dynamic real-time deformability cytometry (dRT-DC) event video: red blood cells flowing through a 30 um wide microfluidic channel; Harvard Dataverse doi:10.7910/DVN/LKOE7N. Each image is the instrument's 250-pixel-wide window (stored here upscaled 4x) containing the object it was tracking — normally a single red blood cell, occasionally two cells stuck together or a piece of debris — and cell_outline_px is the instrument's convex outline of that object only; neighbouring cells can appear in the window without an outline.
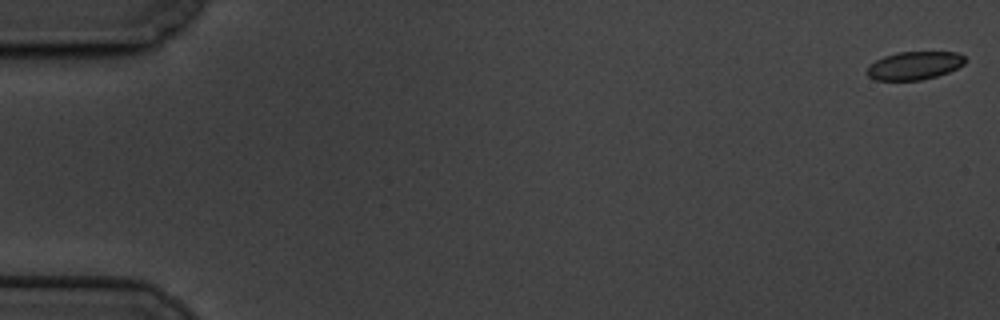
{"species": "common noctule bat (a hibernating species)", "species_latin": "Nyctalus noctula", "temperature_condition": "cold", "stored_images_in_passage": 60, "camera_frame_rate_fps": 3000, "um_per_image_px": 0.085, "animal": {"sex": "male", "body_mass_g": 19.5, "forearm_length_mm": 54.6}, "frame": {"image": 1, "passage_image": 1, "time_ms": 0.0, "image_size_px": [1000, 320], "cell_outline_px": [[968, 60], [964, 64], [948, 72], [936, 76], [920, 80], [876, 80], [868, 76], [868, 68], [876, 60], [884, 56], [896, 52], [956, 52], [964, 56]], "centroid_in_image_um": [77.75, 5.56], "position_along_channel_um": 7.2, "area_um2": 15.95}}
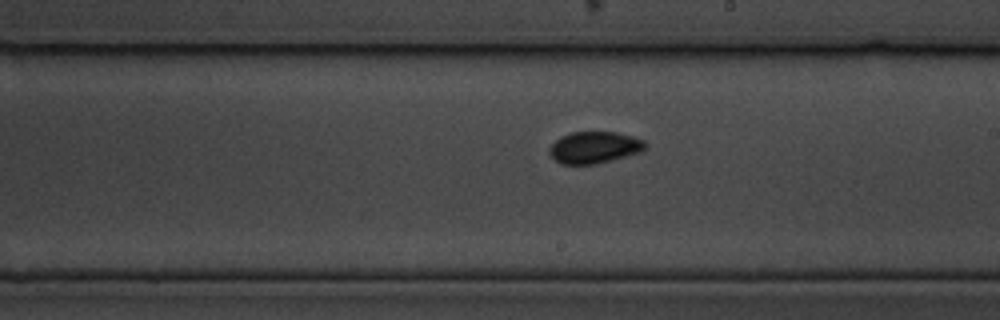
{"frame": {"image": 2, "passage_image": 35, "time_ms": 11.333, "image_size_px": [1000, 320], "cell_outline_px": [[648, 148], [640, 152], [612, 160], [596, 164], [560, 164], [548, 152], [548, 148], [560, 136], [572, 132], [616, 132], [632, 136], [644, 140], [648, 144]], "centroid_in_image_um": [50.54, 12.53], "position_along_channel_um": 238.5, "area_um2": 17.86}}
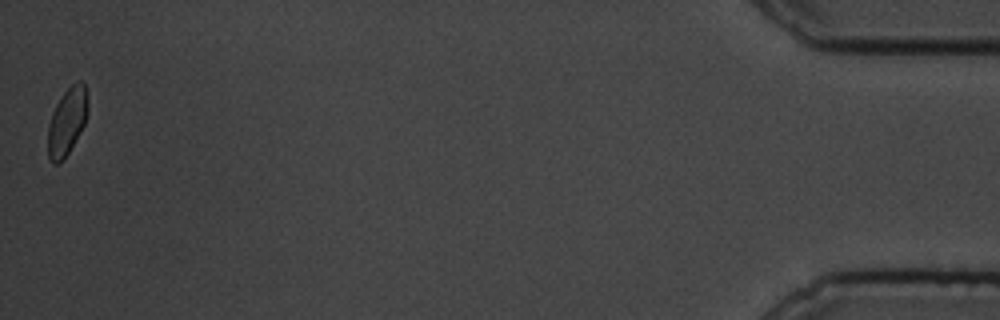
{"frame": {"image": 3, "passage_image": 60, "time_ms": 19.667, "image_size_px": [1000, 320], "cell_outline_px": [[88, 112], [84, 124], [80, 132], [68, 152], [56, 164], [52, 164], [48, 160], [48, 124], [52, 112], [60, 96], [76, 80], [80, 80], [84, 84], [88, 100]], "centroid_in_image_um": [5.69, 10.29], "position_along_channel_um": 429.5, "area_um2": 15.61}, "authors_computed_cell_mechanics": {"area_um2": 17.1088, "velocity_mm_per_s": 3.3692, "shape_relaxation_time_tau1_ms": 2.1115, "shape_relaxation_time_tau2_ms": 3.1992, "deformation_change_tau1": 0.0501, "deformation_change_tau2": 0.0399}}